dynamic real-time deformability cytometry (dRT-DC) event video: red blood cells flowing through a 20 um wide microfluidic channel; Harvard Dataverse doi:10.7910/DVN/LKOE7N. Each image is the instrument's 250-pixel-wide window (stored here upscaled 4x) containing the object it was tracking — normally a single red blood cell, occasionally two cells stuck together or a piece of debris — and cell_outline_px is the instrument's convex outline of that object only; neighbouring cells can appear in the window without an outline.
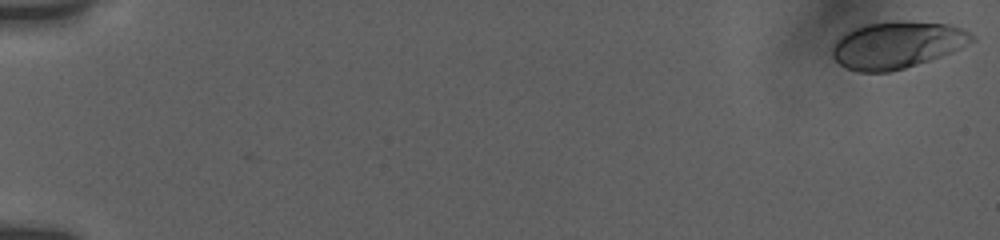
{"species": "human", "species_latin": "Homo sapiens", "temperature_condition": "room temperature", "stored_images_in_passage": 17, "camera_frame_rate_fps": 3000, "um_per_image_px": 0.085, "donor": {"sex": "female"}, "frame": {"image": 1, "passage_image": 1, "time_ms": 0.0, "image_size_px": [1000, 240], "cell_outline_px": [[976, 40], [952, 52], [904, 68], [888, 72], [860, 72], [844, 68], [832, 56], [832, 44], [844, 32], [852, 28], [868, 24], [896, 20], [904, 20], [948, 24], [964, 28], [976, 36]], "centroid_in_image_um": [76.24, 3.8], "position_along_channel_um": 8.8, "area_um2": 38.49}}
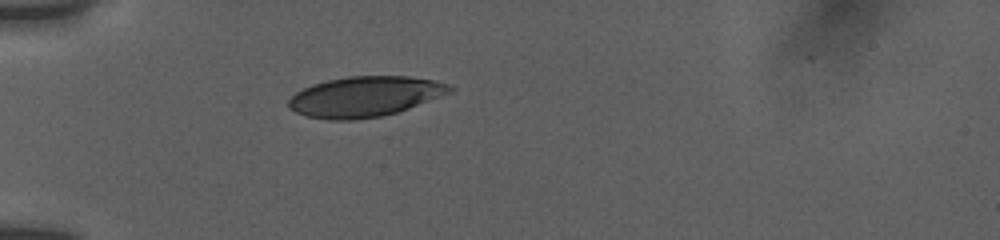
{"frame": {"image": 2, "passage_image": 15, "time_ms": 5.667, "image_size_px": [1000, 240], "cell_outline_px": [[456, 88], [452, 92], [408, 108], [396, 112], [380, 116], [352, 120], [328, 120], [304, 116], [288, 108], [288, 100], [296, 92], [312, 84], [328, 80], [348, 76], [408, 76], [436, 80], [452, 84]], "centroid_in_image_um": [31.03, 8.2], "position_along_channel_um": 54.0, "area_um2": 38.03}}
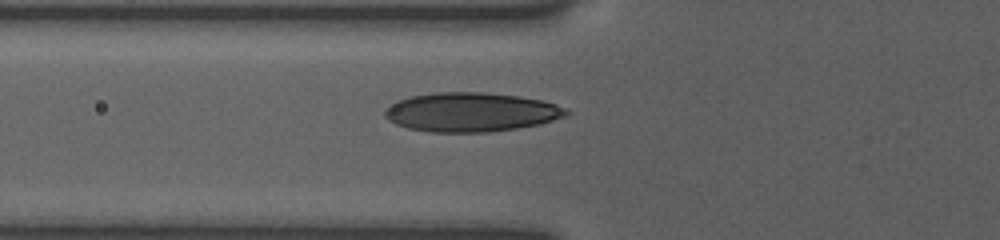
{"frame": {"image": 3, "passage_image": 17, "time_ms": 7.0, "image_size_px": [1000, 240], "cell_outline_px": [[572, 112], [568, 116], [540, 124], [516, 128], [488, 132], [432, 132], [408, 128], [396, 124], [388, 120], [384, 116], [384, 108], [400, 100], [412, 96], [436, 92], [484, 92], [520, 96], [540, 100], [556, 104]], "centroid_in_image_um": [40.06, 9.53], "position_along_channel_um": 85.7, "area_um2": 41.44}}